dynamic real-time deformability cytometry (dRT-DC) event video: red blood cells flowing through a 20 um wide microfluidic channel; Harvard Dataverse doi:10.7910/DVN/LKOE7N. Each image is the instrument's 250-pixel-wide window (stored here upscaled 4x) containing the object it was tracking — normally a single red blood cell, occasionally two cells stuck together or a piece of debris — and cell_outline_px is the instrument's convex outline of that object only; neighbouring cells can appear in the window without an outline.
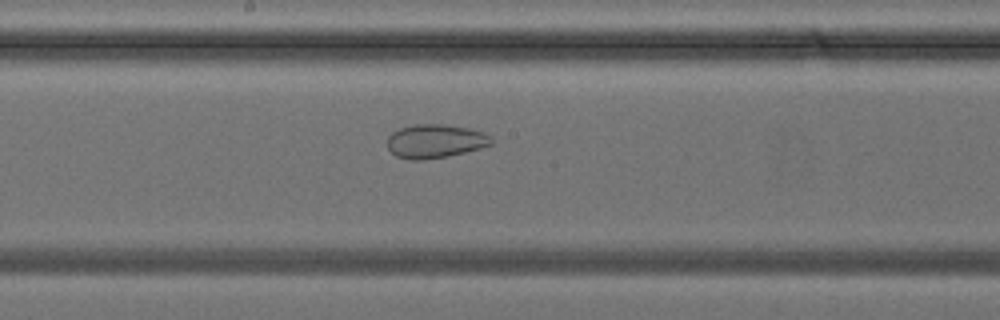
{"species": "common noctule bat (a hibernating species)", "species_latin": "Nyctalus noctula", "temperature_condition": "cold", "stored_images_in_passage": 25, "camera_frame_rate_fps": 3000, "um_per_image_px": 0.085, "animal": {"sex": "female", "body_mass_g": 24.6, "forearm_length_mm": 56.2}, "frame": {"image": 1, "passage_image": 11, "time_ms": 3.333, "image_size_px": [1000, 320], "cell_outline_px": [[492, 144], [480, 148], [448, 156], [424, 160], [412, 160], [396, 156], [388, 148], [388, 136], [392, 132], [400, 128], [416, 124], [444, 124], [468, 128], [492, 136]], "centroid_in_image_um": [36.98, 12.0], "position_along_channel_um": 211.2, "area_um2": 20.35}}